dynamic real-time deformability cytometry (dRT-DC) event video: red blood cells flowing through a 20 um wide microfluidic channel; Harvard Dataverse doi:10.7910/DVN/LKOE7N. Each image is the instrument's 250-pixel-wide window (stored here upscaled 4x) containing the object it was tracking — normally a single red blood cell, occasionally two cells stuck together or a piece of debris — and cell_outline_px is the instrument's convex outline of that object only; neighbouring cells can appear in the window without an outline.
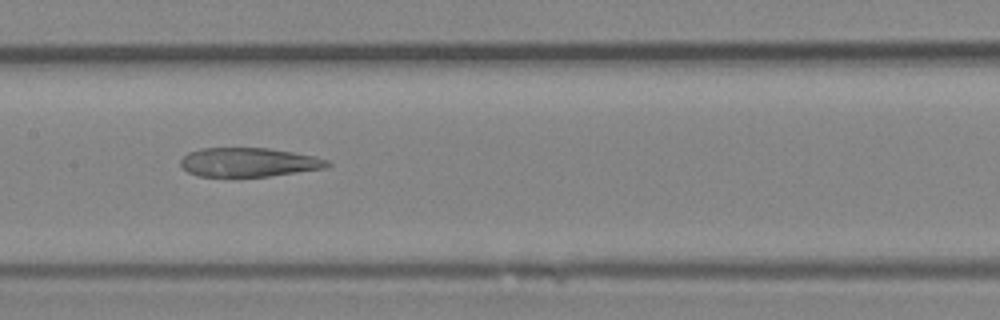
{"species": "Egyptian fruit bat (a non-hibernating species)", "species_latin": "Rousettus aegyptiacus", "temperature_condition": "room temperature", "stored_images_in_passage": 40, "camera_frame_rate_fps": 3000, "um_per_image_px": 0.085, "animal": {"sex": "female"}, "frame": {"image": 1, "passage_image": 19, "time_ms": 6.0, "image_size_px": [1000, 320], "cell_outline_px": [[332, 164], [328, 168], [268, 176], [196, 176], [188, 172], [180, 164], [180, 160], [188, 152], [200, 148], [268, 148], [316, 156], [328, 160]], "centroid_in_image_um": [21.16, 13.79], "position_along_channel_um": 186.2, "area_um2": 24.85}}
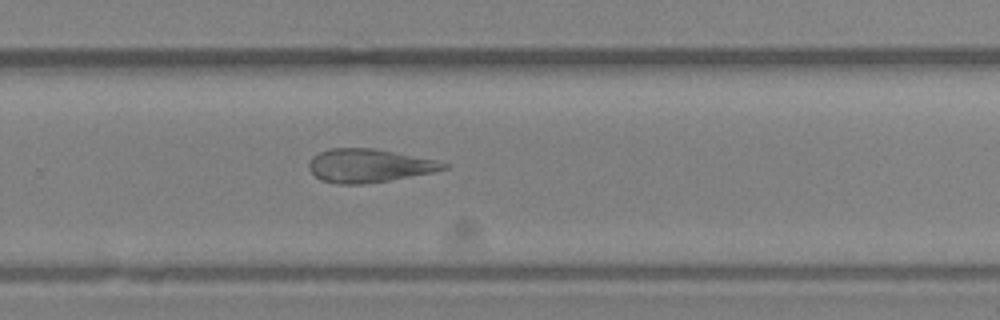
{"frame": {"image": 2, "passage_image": 26, "time_ms": 8.333, "image_size_px": [1000, 320], "cell_outline_px": [[448, 168], [432, 172], [388, 180], [360, 184], [336, 184], [320, 180], [308, 168], [308, 164], [312, 156], [328, 148], [376, 148], [436, 160], [448, 164]], "centroid_in_image_um": [31.32, 14.07], "position_along_channel_um": 298.5, "area_um2": 26.13}}
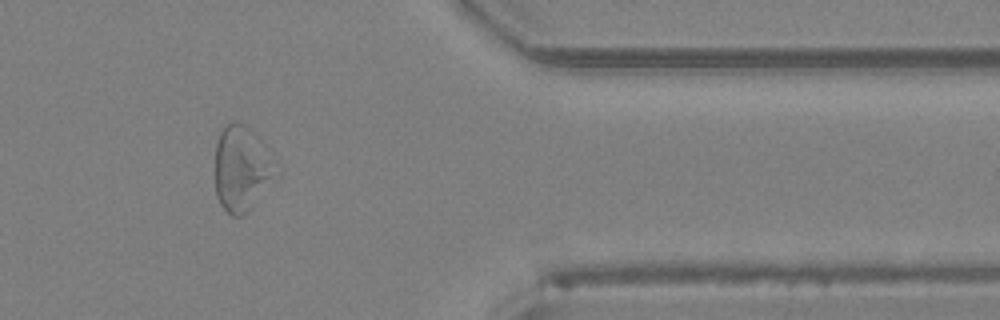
{"frame": {"image": 3, "passage_image": 33, "time_ms": 10.667, "image_size_px": [1000, 320], "cell_outline_px": [[280, 172], [248, 212], [240, 216], [232, 216], [220, 204], [216, 196], [216, 144], [220, 132], [232, 120], [236, 120], [244, 124], [260, 136], [276, 160]], "centroid_in_image_um": [20.6, 14.3], "position_along_channel_um": 390.8, "area_um2": 30.87}}